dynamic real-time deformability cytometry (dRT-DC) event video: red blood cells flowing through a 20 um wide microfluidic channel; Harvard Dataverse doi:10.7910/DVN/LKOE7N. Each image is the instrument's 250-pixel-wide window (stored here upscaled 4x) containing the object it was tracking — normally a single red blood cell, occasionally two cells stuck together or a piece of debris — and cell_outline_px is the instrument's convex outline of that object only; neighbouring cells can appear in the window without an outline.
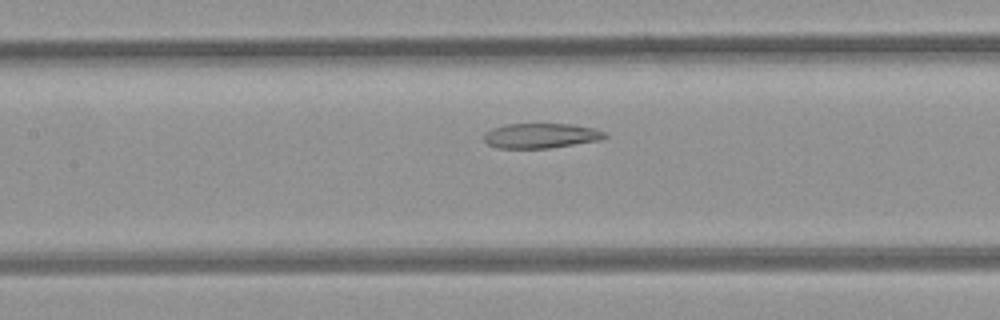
{"species": "common noctule bat (a hibernating species)", "species_latin": "Nyctalus noctula", "temperature_condition": "room temperature", "stored_images_in_passage": 28, "camera_frame_rate_fps": 3000, "um_per_image_px": 0.085, "animal": {"sex": "female", "body_mass_g": 21.9}, "frame": {"image": 1, "passage_image": 11, "time_ms": 3.333, "image_size_px": [1000, 320], "cell_outline_px": [[608, 136], [600, 140], [548, 148], [500, 148], [488, 144], [484, 140], [484, 132], [492, 128], [504, 124], [572, 124], [592, 128], [604, 132]], "centroid_in_image_um": [45.94, 11.53], "position_along_channel_um": 161.5, "area_um2": 17.46}}
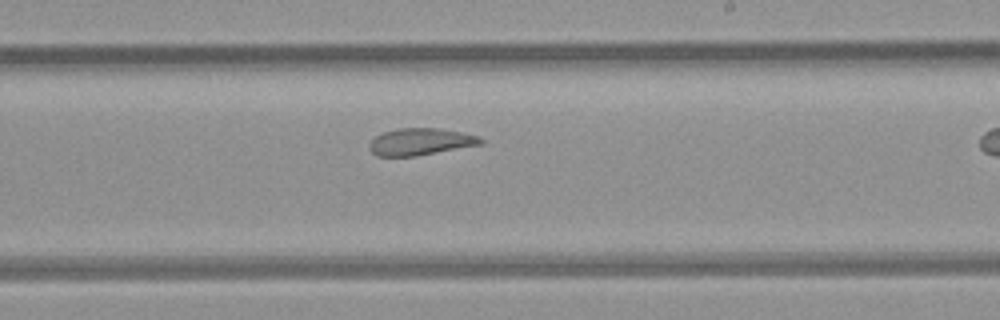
{"frame": {"image": 2, "passage_image": 18, "time_ms": 5.667, "image_size_px": [1000, 320], "cell_outline_px": [[484, 140], [480, 144], [416, 156], [376, 156], [368, 148], [368, 144], [376, 136], [384, 132], [396, 128], [436, 128], [460, 132], [476, 136]], "centroid_in_image_um": [35.67, 12.05], "position_along_channel_um": 253.3, "area_um2": 17.22}}
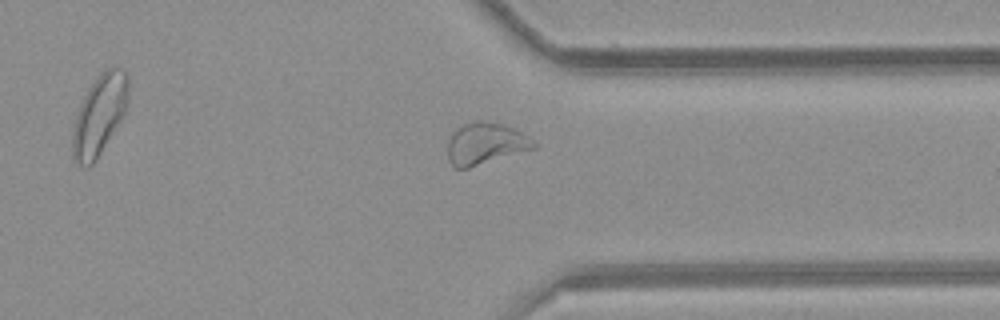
{"frame": {"image": 3, "passage_image": 27, "time_ms": 8.667, "image_size_px": [1000, 320], "cell_outline_px": [[536, 148], [468, 168], [456, 168], [448, 160], [448, 140], [452, 132], [456, 128], [464, 124], [476, 120], [484, 120], [500, 124], [512, 128], [528, 136], [536, 144]], "centroid_in_image_um": [41.23, 12.2], "position_along_channel_um": 370.2, "area_um2": 20.81}}